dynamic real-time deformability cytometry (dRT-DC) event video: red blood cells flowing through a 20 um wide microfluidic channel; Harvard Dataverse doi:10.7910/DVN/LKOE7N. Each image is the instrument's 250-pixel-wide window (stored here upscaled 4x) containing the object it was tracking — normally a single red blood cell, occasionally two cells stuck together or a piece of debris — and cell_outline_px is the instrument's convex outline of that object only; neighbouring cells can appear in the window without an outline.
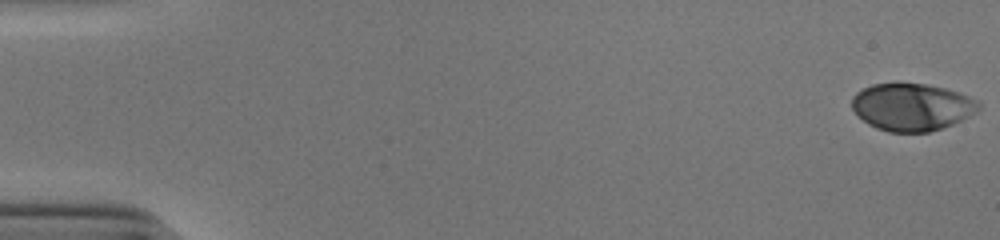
{"species": "human", "species_latin": "Homo sapiens", "temperature_condition": "cold", "stored_images_in_passage": 53, "camera_frame_rate_fps": 3000, "um_per_image_px": 0.085, "donor": {"sex": "male"}, "frame": {"image": 1, "passage_image": 1, "time_ms": 0.0, "image_size_px": [1000, 240], "cell_outline_px": [[980, 108], [976, 112], [952, 124], [928, 132], [888, 132], [876, 128], [868, 124], [852, 108], [852, 96], [856, 92], [872, 84], [896, 80], [900, 80], [928, 84], [944, 88], [980, 100]], "centroid_in_image_um": [77.48, 9.05], "position_along_channel_um": 7.5, "area_um2": 35.55}}
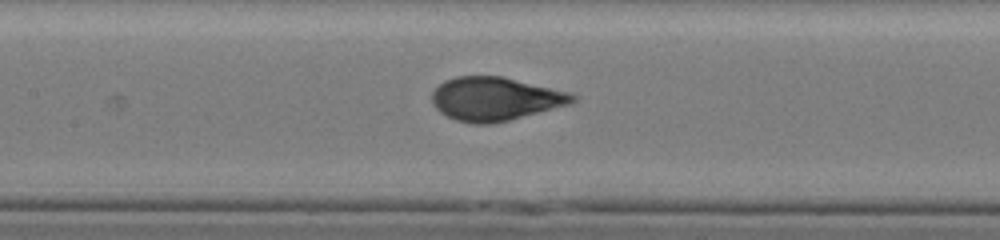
{"frame": {"image": 2, "passage_image": 26, "time_ms": 8.333, "image_size_px": [1000, 240], "cell_outline_px": [[576, 100], [572, 104], [492, 124], [476, 124], [456, 120], [440, 112], [432, 104], [432, 92], [444, 80], [456, 76], [500, 76], [572, 92], [576, 96]], "centroid_in_image_um": [42.11, 8.4], "position_along_channel_um": 165.3, "area_um2": 35.66}}
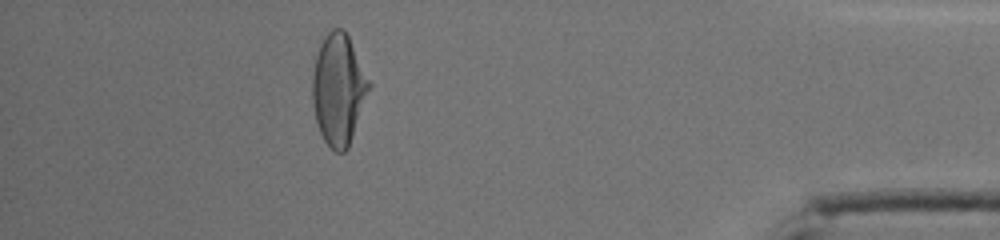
{"frame": {"image": 3, "passage_image": 48, "time_ms": 15.667, "image_size_px": [1000, 240], "cell_outline_px": [[372, 84], [348, 148], [344, 152], [336, 152], [324, 140], [320, 132], [316, 120], [312, 100], [312, 72], [316, 56], [320, 44], [324, 36], [332, 28], [344, 28]], "centroid_in_image_um": [28.77, 7.57], "position_along_channel_um": 406.4, "area_um2": 36.59}, "authors_computed_cell_mechanics": {"area_um2": 35.4892, "velocity_mm_per_s": 3.8956, "shape_relaxation_time_tau1_ms": 4.1088, "shape_relaxation_time_tau2_ms": null, "deformation_change_tau1": 0.184, "deformation_change_tau2": null}}